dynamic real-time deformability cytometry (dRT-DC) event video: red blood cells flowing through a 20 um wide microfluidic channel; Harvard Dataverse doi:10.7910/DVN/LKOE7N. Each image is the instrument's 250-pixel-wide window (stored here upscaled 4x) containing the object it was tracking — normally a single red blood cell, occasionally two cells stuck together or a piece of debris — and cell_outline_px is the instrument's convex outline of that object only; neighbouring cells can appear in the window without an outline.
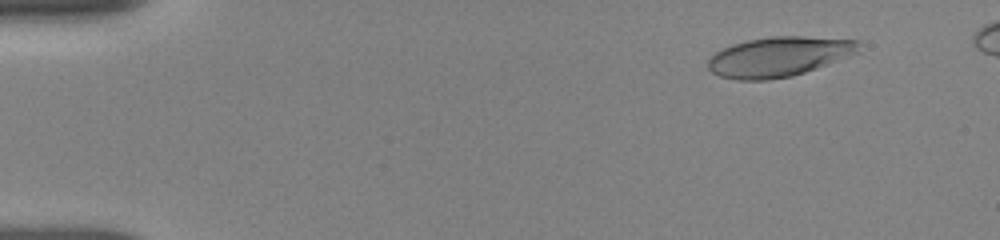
{"species": "human", "species_latin": "Homo sapiens", "temperature_condition": "room temperature", "stored_images_in_passage": 6, "camera_frame_rate_fps": 3000, "um_per_image_px": 0.085, "donor": {"sex": "female"}, "frame": {"image": 1, "passage_image": 2, "time_ms": 1.0, "image_size_px": [1000, 240], "cell_outline_px": [[860, 52], [816, 68], [792, 76], [768, 80], [740, 80], [720, 76], [712, 72], [708, 68], [708, 60], [716, 52], [732, 44], [748, 40], [772, 36], [804, 36], [860, 40]], "centroid_in_image_um": [66.23, 4.81], "position_along_channel_um": 18.8, "area_um2": 34.91}}